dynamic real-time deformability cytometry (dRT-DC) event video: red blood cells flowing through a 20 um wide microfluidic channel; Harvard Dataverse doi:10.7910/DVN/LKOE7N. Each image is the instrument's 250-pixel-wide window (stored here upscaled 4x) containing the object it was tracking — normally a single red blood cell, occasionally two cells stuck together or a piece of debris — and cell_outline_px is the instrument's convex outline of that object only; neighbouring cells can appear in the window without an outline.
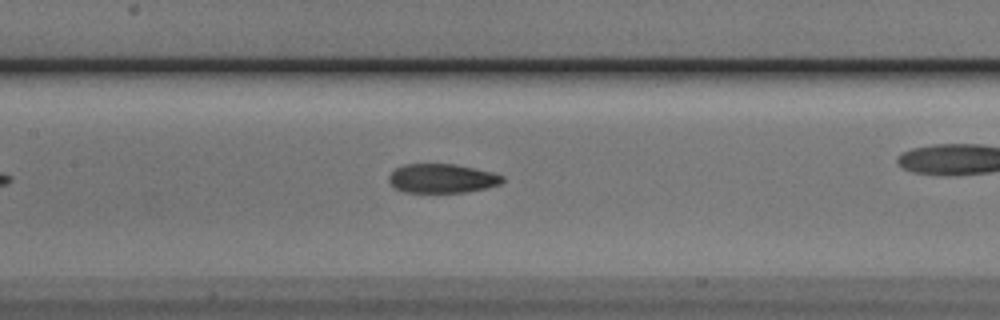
{"species": "Egyptian fruit bat (a non-hibernating species)", "species_latin": "Rousettus aegyptiacus", "temperature_condition": "cold", "stored_images_in_passage": 17, "camera_frame_rate_fps": 3000, "um_per_image_px": 0.085, "animal": {"sex": "male"}, "frame": {"image": 1, "passage_image": 6, "time_ms": 1.667, "image_size_px": [1000, 320], "cell_outline_px": [[504, 180], [500, 184], [484, 188], [464, 192], [404, 192], [396, 188], [388, 180], [388, 176], [396, 168], [404, 164], [456, 164], [476, 168], [492, 172], [504, 176]], "centroid_in_image_um": [37.58, 15.15], "position_along_channel_um": 169.8, "area_um2": 19.19}}
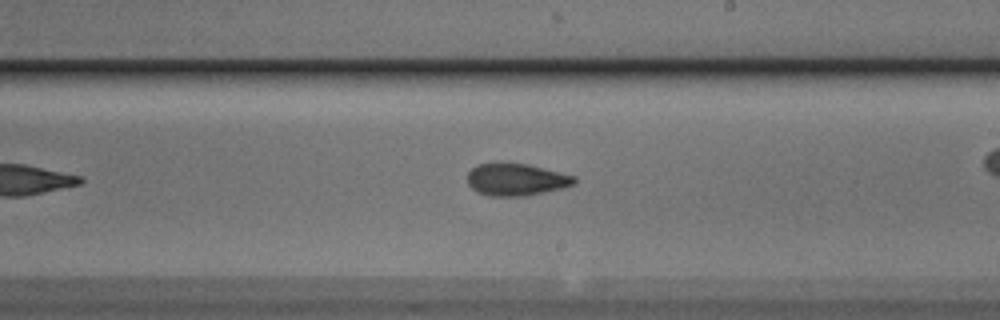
{"frame": {"image": 2, "passage_image": 12, "time_ms": 3.667, "image_size_px": [1000, 320], "cell_outline_px": [[576, 184], [528, 196], [488, 196], [476, 192], [468, 184], [468, 172], [476, 164], [528, 164], [576, 176]], "centroid_in_image_um": [43.88, 15.28], "position_along_channel_um": 245.1, "area_um2": 19.94}}